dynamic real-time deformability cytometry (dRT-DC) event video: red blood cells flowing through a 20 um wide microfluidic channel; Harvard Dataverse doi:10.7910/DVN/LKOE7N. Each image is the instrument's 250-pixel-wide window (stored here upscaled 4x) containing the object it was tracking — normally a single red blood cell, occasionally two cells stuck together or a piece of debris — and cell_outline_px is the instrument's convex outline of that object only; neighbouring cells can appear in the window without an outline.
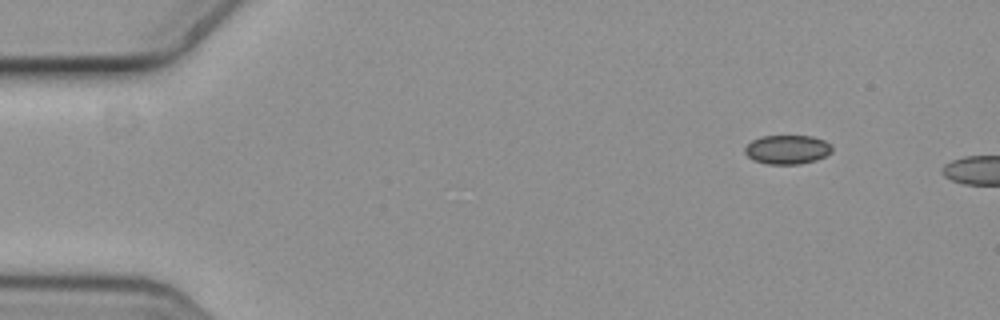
{"species": "common noctule bat (a hibernating species)", "species_latin": "Nyctalus noctula", "temperature_condition": "cold", "stored_images_in_passage": 2, "camera_frame_rate_fps": 3000, "um_per_image_px": 0.085, "animal": {"sex": "female", "body_mass_g": 19.3, "forearm_length_mm": 54.1}, "frame": {"image": 1, "passage_image": 1, "time_ms": 0.0, "image_size_px": [1000, 320], "cell_outline_px": [[832, 152], [816, 160], [800, 164], [768, 164], [752, 160], [744, 152], [744, 148], [752, 140], [760, 136], [812, 136], [824, 140], [832, 144]], "centroid_in_image_um": [66.92, 12.71], "position_along_channel_um": 18.1, "area_um2": 14.85}}